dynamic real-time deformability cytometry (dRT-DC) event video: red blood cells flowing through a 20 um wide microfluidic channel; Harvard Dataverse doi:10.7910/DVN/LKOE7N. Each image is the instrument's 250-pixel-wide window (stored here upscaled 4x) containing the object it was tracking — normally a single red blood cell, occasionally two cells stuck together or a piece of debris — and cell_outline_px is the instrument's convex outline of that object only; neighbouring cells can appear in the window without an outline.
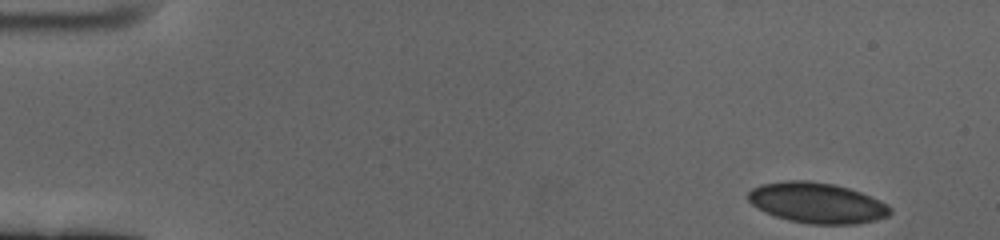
{"species": "human", "species_latin": "Homo sapiens", "temperature_condition": "cold", "stored_images_in_passage": 59, "segment_of_instrument_passage": [1, 2], "camera_frame_rate_fps": 3000, "um_per_image_px": 0.085, "donor": {"sex": "female"}, "frame": {"image": 1, "passage_image": 1, "time_ms": 0.0, "image_size_px": [1000, 240], "cell_outline_px": [[892, 212], [888, 216], [876, 220], [856, 224], [812, 224], [788, 220], [776, 216], [756, 208], [748, 200], [748, 192], [752, 188], [760, 184], [784, 180], [808, 180], [836, 184], [860, 192], [880, 200], [888, 204], [892, 208]], "centroid_in_image_um": [69.45, 17.23], "position_along_channel_um": 15.6, "area_um2": 33.81}}
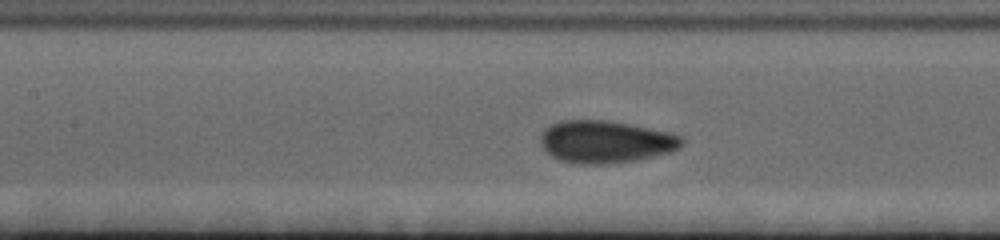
{"frame": {"image": 2, "passage_image": 25, "time_ms": 8.0, "image_size_px": [1000, 240], "cell_outline_px": [[684, 144], [680, 148], [672, 152], [632, 160], [604, 164], [576, 164], [560, 160], [552, 156], [540, 144], [540, 136], [544, 128], [560, 120], [604, 120], [628, 124], [668, 132], [680, 136], [684, 140]], "centroid_in_image_um": [51.45, 12.05], "position_along_channel_um": 156.0, "area_um2": 34.74}}
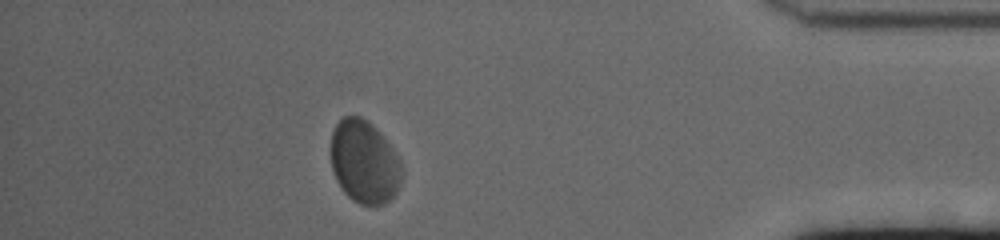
{"frame": {"image": 3, "passage_image": 51, "time_ms": 16.667, "image_size_px": [1000, 240], "cell_outline_px": [[400, 184], [396, 192], [384, 204], [360, 204], [352, 200], [340, 188], [336, 180], [332, 168], [332, 132], [336, 124], [344, 116], [360, 116], [368, 120], [372, 124], [392, 148], [400, 160]], "centroid_in_image_um": [30.94, 13.76], "position_along_channel_um": 404.3, "area_um2": 33.87}}